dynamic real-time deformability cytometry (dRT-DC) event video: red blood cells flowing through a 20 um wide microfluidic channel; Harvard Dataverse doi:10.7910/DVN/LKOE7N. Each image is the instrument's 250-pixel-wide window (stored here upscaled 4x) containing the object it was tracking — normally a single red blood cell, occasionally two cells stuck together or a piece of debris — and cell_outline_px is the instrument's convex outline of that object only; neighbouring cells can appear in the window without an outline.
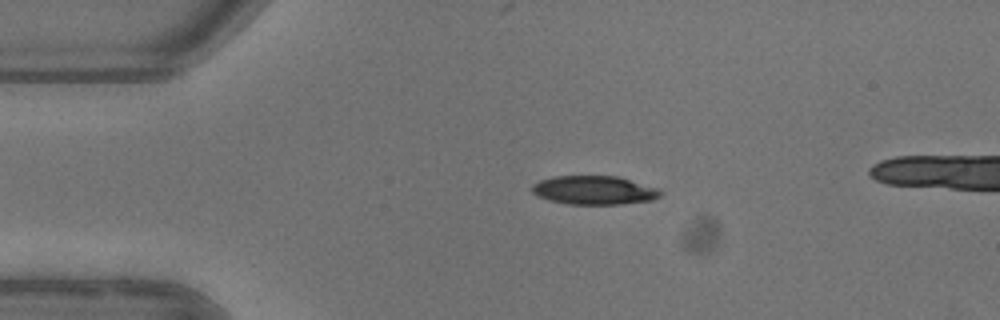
{"species": "common noctule bat (a hibernating species)", "species_latin": "Nyctalus noctula", "temperature_condition": "warm", "stored_images_in_passage": 3, "camera_frame_rate_fps": 3000, "um_per_image_px": 0.085, "animal": {"sex": "female"}, "frame": {"image": 1, "passage_image": 1, "time_ms": 0.0, "image_size_px": [1000, 320], "cell_outline_px": [[664, 192], [660, 196], [652, 200], [620, 204], [568, 204], [548, 200], [532, 192], [532, 184], [540, 180], [552, 176], [620, 176], [660, 188]], "centroid_in_image_um": [50.55, 16.16], "position_along_channel_um": 34.4, "area_um2": 21.73}}